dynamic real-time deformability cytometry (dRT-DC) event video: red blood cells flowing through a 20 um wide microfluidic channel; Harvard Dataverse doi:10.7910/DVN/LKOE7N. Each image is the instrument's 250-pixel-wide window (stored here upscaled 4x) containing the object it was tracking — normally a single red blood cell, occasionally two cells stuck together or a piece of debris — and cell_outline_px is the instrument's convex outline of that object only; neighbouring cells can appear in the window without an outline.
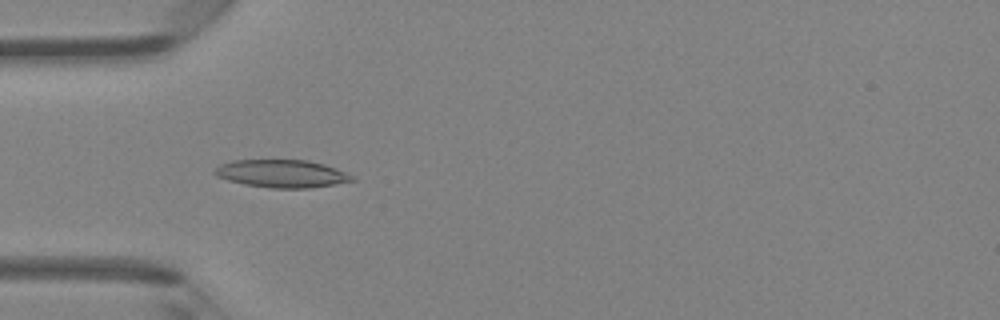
{"species": "Egyptian fruit bat (a non-hibernating species)", "species_latin": "Rousettus aegyptiacus", "temperature_condition": "room temperature", "stored_images_in_passage": 4, "camera_frame_rate_fps": 3000, "um_per_image_px": 0.085, "animal": {"sex": "female"}, "frame": {"image": 1, "passage_image": 4, "time_ms": 1.0, "image_size_px": [1000, 320], "cell_outline_px": [[356, 180], [308, 188], [268, 188], [244, 184], [228, 180], [216, 176], [212, 172], [220, 164], [232, 160], [308, 160], [324, 164], [336, 168], [352, 176]], "centroid_in_image_um": [23.9, 14.75], "position_along_channel_um": 61.1, "area_um2": 22.14}}